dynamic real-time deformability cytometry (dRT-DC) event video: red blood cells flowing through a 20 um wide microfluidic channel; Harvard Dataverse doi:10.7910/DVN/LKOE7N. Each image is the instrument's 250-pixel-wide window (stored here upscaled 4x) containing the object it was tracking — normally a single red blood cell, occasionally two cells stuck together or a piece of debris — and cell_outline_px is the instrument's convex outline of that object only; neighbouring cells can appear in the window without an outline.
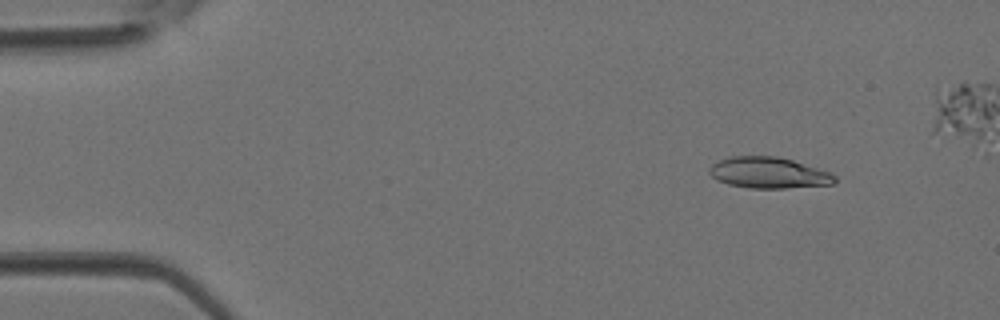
{"species": "Egyptian fruit bat (a non-hibernating species)", "species_latin": "Rousettus aegyptiacus", "temperature_condition": "room temperature", "stored_images_in_passage": 6, "camera_frame_rate_fps": 3000, "um_per_image_px": 0.085, "animal": {"sex": "female"}, "frame": {"image": 1, "passage_image": 2, "time_ms": 0.333, "image_size_px": [1000, 320], "cell_outline_px": [[836, 184], [788, 188], [748, 188], [728, 184], [716, 180], [708, 172], [708, 168], [712, 164], [720, 160], [732, 156], [776, 156], [792, 160], [832, 172], [836, 176]], "centroid_in_image_um": [65.36, 14.69], "position_along_channel_um": 19.6, "area_um2": 22.95}}